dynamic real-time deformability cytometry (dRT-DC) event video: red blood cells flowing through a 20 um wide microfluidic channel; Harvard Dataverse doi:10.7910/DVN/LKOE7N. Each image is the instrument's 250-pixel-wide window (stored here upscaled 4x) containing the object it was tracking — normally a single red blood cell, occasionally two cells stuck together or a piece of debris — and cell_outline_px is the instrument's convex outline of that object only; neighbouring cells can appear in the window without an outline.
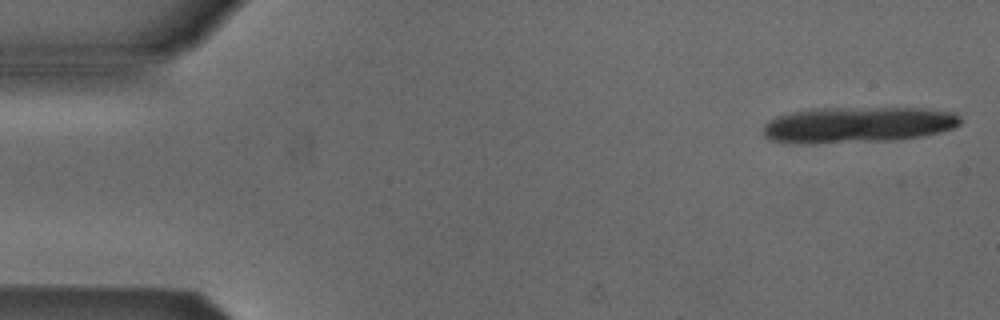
{"species": "Egyptian fruit bat (a non-hibernating species)", "species_latin": "Rousettus aegyptiacus", "temperature_condition": "cold", "stored_images_in_passage": 6, "segment_of_instrument_passage": [1, 2], "camera_frame_rate_fps": 3000, "um_per_image_px": 0.085, "animal": {"sex": "male"}, "frame": {"image": 1, "passage_image": 1, "time_ms": 0.0, "image_size_px": [1000, 320], "cell_outline_px": [[960, 124], [952, 128], [940, 132], [924, 136], [892, 140], [816, 144], [800, 144], [772, 140], [764, 136], [764, 124], [768, 120], [776, 116], [792, 112], [812, 108], [920, 108], [956, 112], [960, 116]], "centroid_in_image_um": [72.9, 10.61], "position_along_channel_um": 12.1, "area_um2": 41.67}}
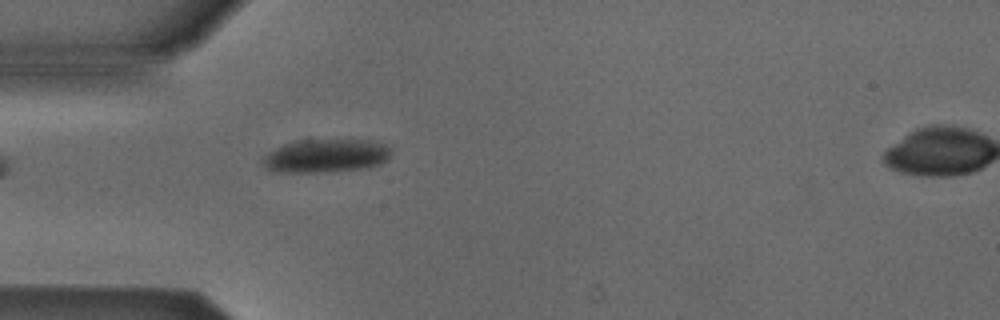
{"frame": {"image": 2, "passage_image": 5, "time_ms": 4.667, "image_size_px": [1000, 320], "cell_outline_px": [[388, 156], [380, 164], [368, 168], [324, 172], [276, 172], [268, 168], [260, 160], [268, 152], [284, 144], [300, 140], [368, 140], [384, 144], [388, 148]], "centroid_in_image_um": [27.65, 13.25], "position_along_channel_um": 57.3, "area_um2": 24.68}}